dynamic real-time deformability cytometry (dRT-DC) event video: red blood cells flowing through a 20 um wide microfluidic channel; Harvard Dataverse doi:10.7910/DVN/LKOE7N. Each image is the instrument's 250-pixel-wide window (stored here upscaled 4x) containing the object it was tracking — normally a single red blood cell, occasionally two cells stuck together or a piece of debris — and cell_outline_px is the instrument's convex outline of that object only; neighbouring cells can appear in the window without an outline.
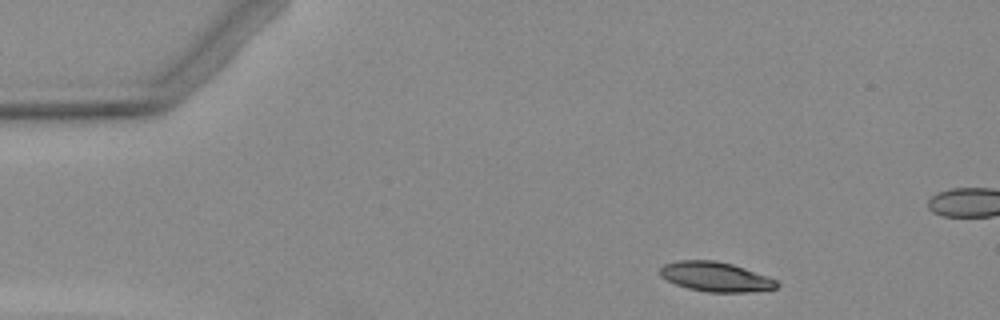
{"species": "Egyptian fruit bat (a non-hibernating species)", "species_latin": "Rousettus aegyptiacus", "temperature_condition": "warm", "stored_images_in_passage": 4, "camera_frame_rate_fps": 3000, "um_per_image_px": 0.085, "animal": {"sex": "female"}, "frame": {"image": 1, "passage_image": 1, "time_ms": 0.0, "image_size_px": [1000, 320], "cell_outline_px": [[780, 284], [776, 288], [744, 292], [708, 292], [688, 288], [676, 284], [660, 276], [660, 268], [664, 264], [676, 260], [716, 260], [732, 264], [768, 276], [776, 280]], "centroid_in_image_um": [60.81, 23.51], "position_along_channel_um": 24.2, "area_um2": 20.06}}